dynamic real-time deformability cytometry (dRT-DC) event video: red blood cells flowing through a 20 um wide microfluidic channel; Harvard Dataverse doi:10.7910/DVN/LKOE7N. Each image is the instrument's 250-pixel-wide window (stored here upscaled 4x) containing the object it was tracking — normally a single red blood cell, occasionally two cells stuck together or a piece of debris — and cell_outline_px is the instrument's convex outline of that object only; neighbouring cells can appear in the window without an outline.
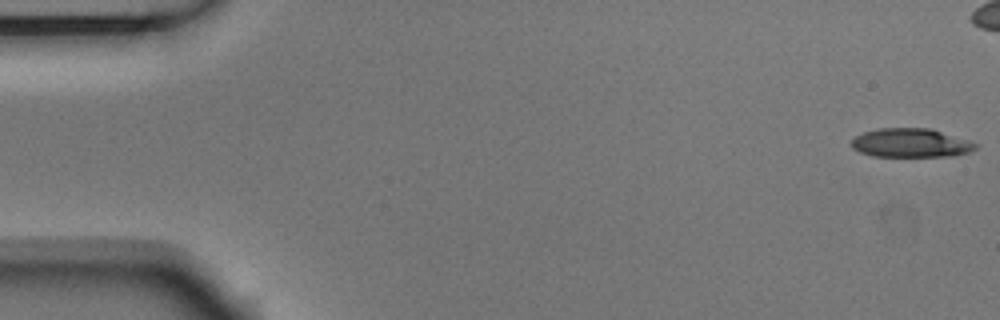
{"species": "Egyptian fruit bat (a non-hibernating species)", "species_latin": "Rousettus aegyptiacus", "temperature_condition": "room temperature", "stored_images_in_passage": 6, "camera_frame_rate_fps": 3000, "um_per_image_px": 0.085, "animal": {"sex": "male"}, "frame": {"image": 1, "passage_image": 1, "time_ms": 0.0, "image_size_px": [1000, 320], "cell_outline_px": [[980, 144], [976, 148], [968, 152], [956, 156], [872, 156], [860, 152], [852, 148], [852, 140], [856, 136], [864, 132], [876, 128], [932, 128]], "centroid_in_image_um": [77.44, 12.14], "position_along_channel_um": 7.6, "area_um2": 20.98}}